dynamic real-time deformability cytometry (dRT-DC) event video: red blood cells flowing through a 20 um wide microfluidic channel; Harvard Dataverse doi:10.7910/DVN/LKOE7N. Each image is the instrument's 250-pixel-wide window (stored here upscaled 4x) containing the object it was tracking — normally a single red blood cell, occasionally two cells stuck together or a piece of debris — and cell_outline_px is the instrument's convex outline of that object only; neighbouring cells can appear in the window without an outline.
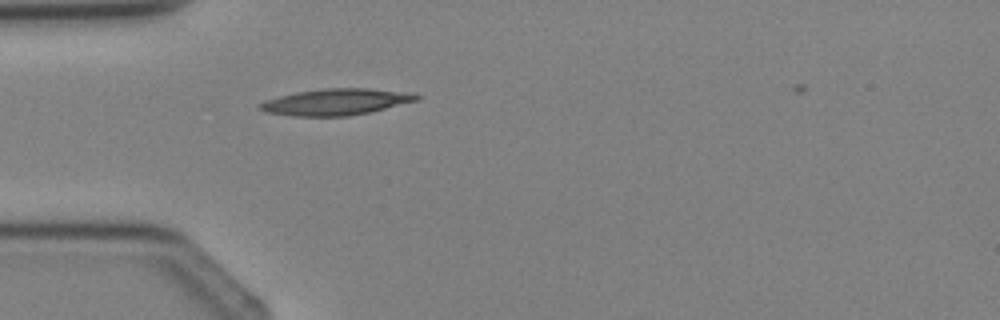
{"species": "Egyptian fruit bat (a non-hibernating species)", "species_latin": "Rousettus aegyptiacus", "temperature_condition": "cold", "stored_images_in_passage": 1, "camera_frame_rate_fps": 3000, "um_per_image_px": 0.085, "animal": {"sex": "female"}, "frame": {"image": 1, "passage_image": 1, "time_ms": 0.0, "image_size_px": [1000, 320], "cell_outline_px": [[420, 100], [372, 112], [348, 116], [292, 116], [264, 112], [256, 108], [264, 100], [296, 92], [320, 88], [368, 88], [416, 92], [420, 96]], "centroid_in_image_um": [28.61, 8.66], "position_along_channel_um": 56.4, "area_um2": 24.62}}